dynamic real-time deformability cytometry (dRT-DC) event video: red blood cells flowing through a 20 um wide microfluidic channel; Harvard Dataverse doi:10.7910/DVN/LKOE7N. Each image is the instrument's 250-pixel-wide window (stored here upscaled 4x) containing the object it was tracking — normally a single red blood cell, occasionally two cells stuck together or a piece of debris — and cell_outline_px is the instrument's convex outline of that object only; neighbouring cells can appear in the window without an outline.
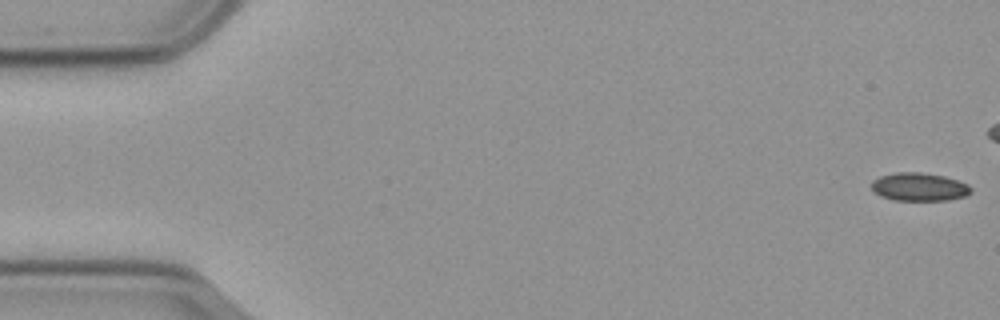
{"species": "common noctule bat (a hibernating species)", "species_latin": "Nyctalus noctula", "temperature_condition": "cold", "stored_images_in_passage": 49, "camera_frame_rate_fps": 3000, "um_per_image_px": 0.085, "animal": {"sex": "male", "body_mass_g": 23.1, "forearm_length_mm": 52.7}, "frame": {"image": 1, "passage_image": 1, "time_ms": 0.0, "image_size_px": [1000, 320], "cell_outline_px": [[972, 192], [964, 196], [948, 200], [892, 200], [880, 196], [872, 188], [872, 180], [880, 176], [896, 172], [920, 172], [944, 176], [968, 184], [972, 188]], "centroid_in_image_um": [78.13, 15.88], "position_along_channel_um": 6.9, "area_um2": 16.3}}
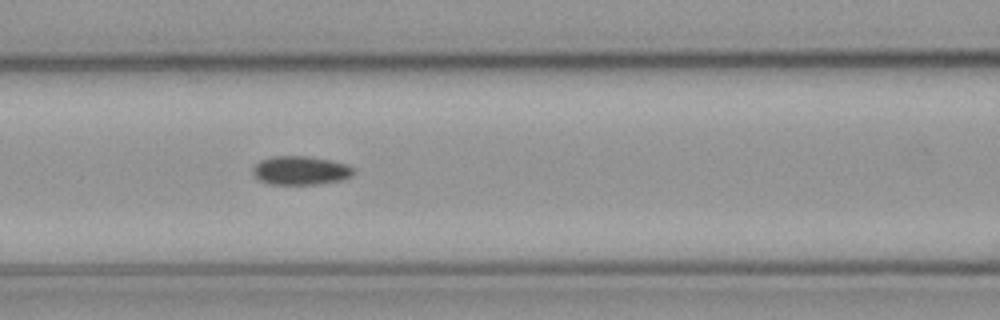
{"frame": {"image": 2, "passage_image": 24, "time_ms": 7.667, "image_size_px": [1000, 320], "cell_outline_px": [[356, 172], [352, 176], [344, 180], [316, 184], [268, 184], [260, 180], [252, 172], [252, 168], [260, 160], [272, 156], [308, 156], [348, 164], [356, 168]], "centroid_in_image_um": [25.6, 14.49], "position_along_channel_um": 141.0, "area_um2": 17.05}}
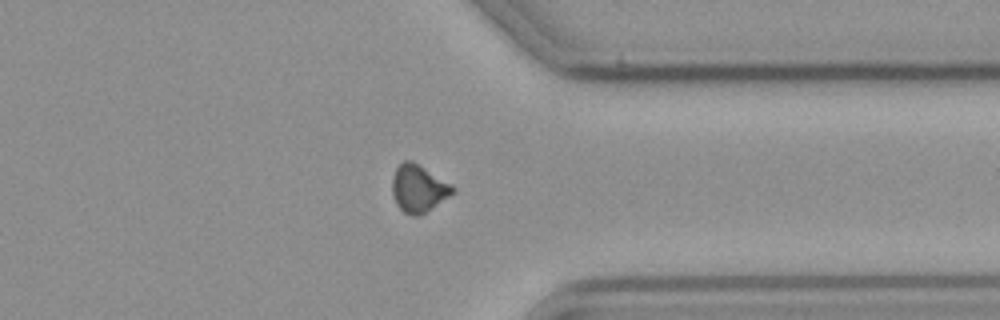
{"frame": {"image": 3, "passage_image": 44, "time_ms": 14.333, "image_size_px": [1000, 320], "cell_outline_px": [[456, 192], [420, 216], [412, 216], [404, 212], [396, 204], [392, 196], [392, 180], [396, 168], [404, 160], [412, 160], [452, 184], [456, 188]], "centroid_in_image_um": [35.58, 16.03], "position_along_channel_um": 375.8, "area_um2": 16.88}, "authors_computed_cell_mechanics": {"area_um2": 16.762, "velocity_mm_per_s": 3.6043, "shape_relaxation_time_tau1_ms": 4.3463, "shape_relaxation_time_tau2_ms": null, "deformation_change_tau1": 0.0789, "deformation_change_tau2": null}}